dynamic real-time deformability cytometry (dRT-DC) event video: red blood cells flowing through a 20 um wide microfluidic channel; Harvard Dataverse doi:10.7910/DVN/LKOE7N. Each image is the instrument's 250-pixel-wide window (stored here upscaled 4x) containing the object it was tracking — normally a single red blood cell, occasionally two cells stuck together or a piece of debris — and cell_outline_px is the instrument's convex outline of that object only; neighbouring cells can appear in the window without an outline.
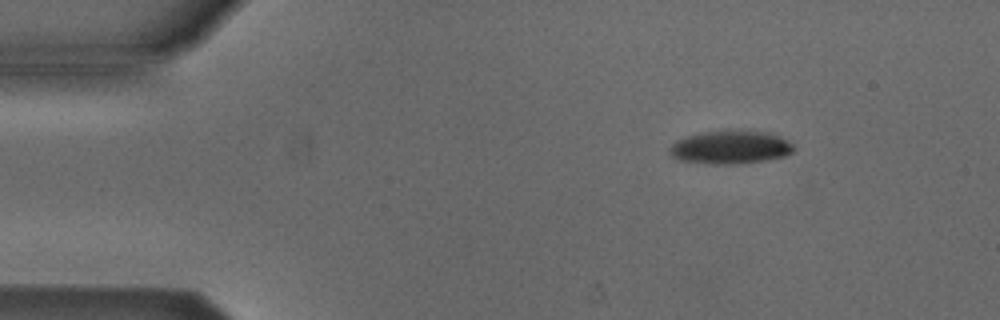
{"species": "Egyptian fruit bat (a non-hibernating species)", "species_latin": "Rousettus aegyptiacus", "temperature_condition": "cold", "stored_images_in_passage": 46, "camera_frame_rate_fps": 3000, "um_per_image_px": 0.085, "animal": {"sex": "male"}, "frame": {"image": 1, "passage_image": 1, "time_ms": 0.0, "image_size_px": [1000, 320], "cell_outline_px": [[796, 148], [792, 152], [784, 156], [764, 160], [740, 164], [708, 164], [680, 160], [672, 156], [668, 152], [668, 148], [676, 140], [684, 136], [704, 132], [772, 132], [788, 140]], "centroid_in_image_um": [62.07, 12.54], "position_along_channel_um": 22.9, "area_um2": 23.87}}
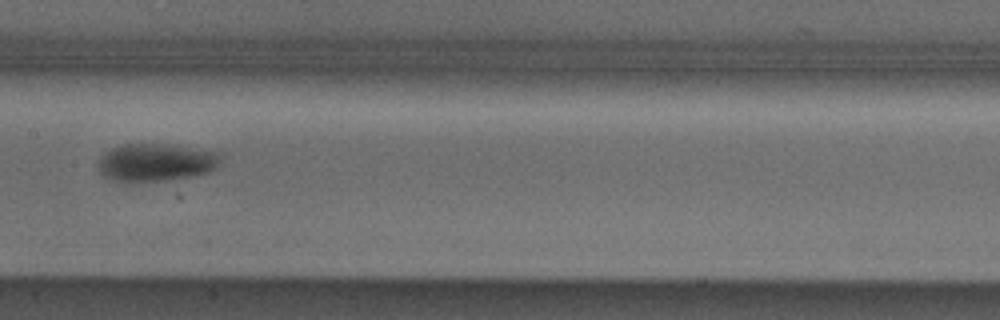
{"frame": {"image": 2, "passage_image": 20, "time_ms": 6.333, "image_size_px": [1000, 320], "cell_outline_px": [[224, 152], [216, 168], [208, 172], [192, 176], [164, 180], [116, 180], [104, 176], [100, 172], [100, 156], [112, 148], [124, 144], [168, 144]], "centroid_in_image_um": [13.34, 13.77], "position_along_channel_um": 194.1, "area_um2": 26.59}}
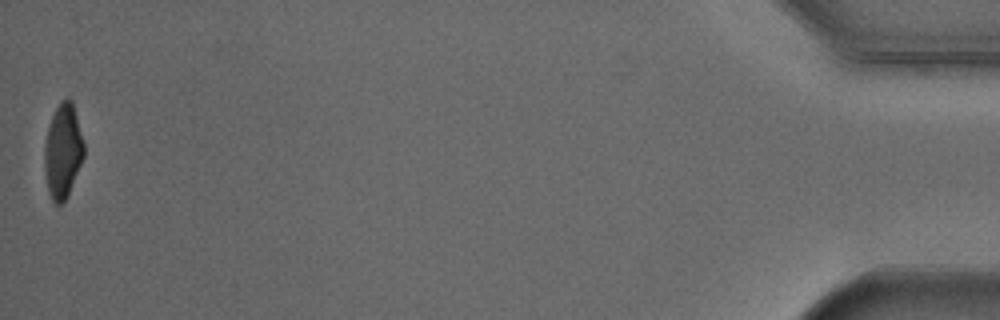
{"frame": {"image": 3, "passage_image": 46, "time_ms": 15.0, "image_size_px": [1000, 320], "cell_outline_px": [[84, 156], [68, 196], [60, 204], [56, 204], [52, 200], [48, 192], [44, 168], [44, 148], [48, 128], [52, 116], [60, 100], [68, 96], [72, 100], [84, 144]], "centroid_in_image_um": [5.34, 12.83], "position_along_channel_um": 429.9, "area_um2": 21.68}, "authors_computed_cell_mechanics": {"area_um2": 25.8077, "velocity_mm_per_s": 3.8952, "shape_relaxation_time_tau1_ms": 2.2751, "shape_relaxation_time_tau2_ms": 6.5029, "deformation_change_tau1": 0.1219, "deformation_change_tau2": 0.0909}}